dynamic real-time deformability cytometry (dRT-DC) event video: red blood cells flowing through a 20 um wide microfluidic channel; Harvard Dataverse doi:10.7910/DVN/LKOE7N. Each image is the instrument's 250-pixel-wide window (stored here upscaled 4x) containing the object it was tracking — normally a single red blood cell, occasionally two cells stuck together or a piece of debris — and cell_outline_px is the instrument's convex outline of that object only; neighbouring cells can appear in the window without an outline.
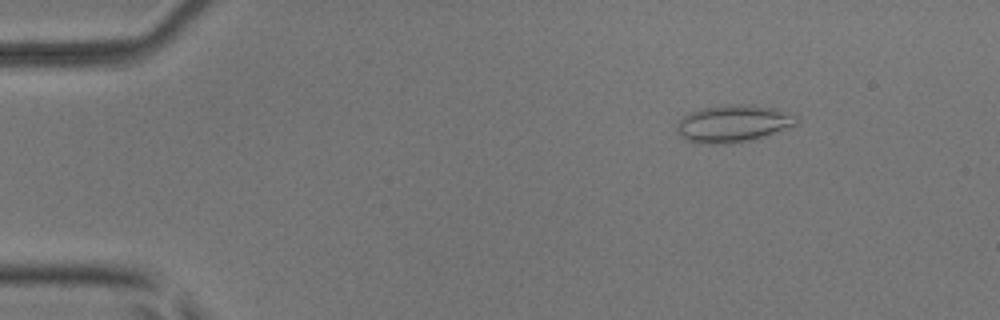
{"species": "common noctule bat (a hibernating species)", "species_latin": "Nyctalus noctula", "temperature_condition": "room temperature", "stored_images_in_passage": 50, "camera_frame_rate_fps": 3000, "um_per_image_px": 0.085, "animal": {"sex": "male", "body_mass_g": 17.9, "forearm_length_mm": 54.2}, "frame": {"image": 1, "passage_image": 7, "time_ms": 2.0, "image_size_px": [1000, 320], "cell_outline_px": [[800, 120], [796, 124], [764, 136], [752, 140], [732, 144], [696, 144], [680, 136], [676, 132], [676, 128], [680, 120], [684, 116], [700, 108], [728, 104], [748, 104], [772, 108], [788, 112], [796, 116]], "centroid_in_image_um": [62.29, 10.51], "position_along_channel_um": 22.7, "area_um2": 26.07}}
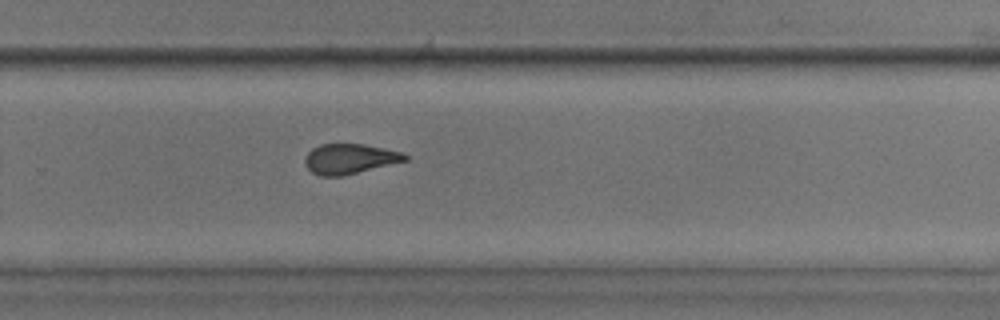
{"frame": {"image": 2, "passage_image": 34, "time_ms": 11.0, "image_size_px": [1000, 320], "cell_outline_px": [[408, 160], [344, 176], [320, 176], [312, 172], [304, 164], [304, 160], [308, 152], [312, 148], [320, 144], [364, 144], [384, 148], [400, 152], [408, 156]], "centroid_in_image_um": [29.7, 13.5], "position_along_channel_um": 300.1, "area_um2": 17.57}}
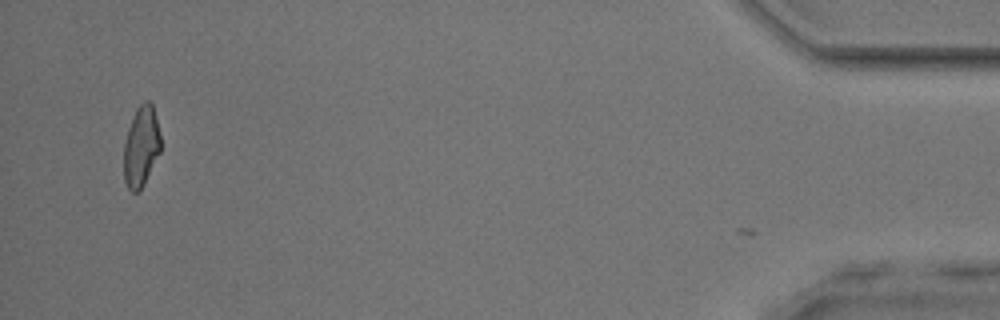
{"frame": {"image": 3, "passage_image": 49, "time_ms": 16.0, "image_size_px": [1000, 320], "cell_outline_px": [[160, 152], [140, 192], [132, 192], [128, 188], [124, 180], [124, 144], [128, 128], [136, 108], [144, 100], [148, 100], [152, 104], [160, 136]], "centroid_in_image_um": [11.98, 12.47], "position_along_channel_um": 423.2, "area_um2": 17.22}, "authors_computed_cell_mechanics": {"area_um2": 18.7561, "velocity_mm_per_s": 4.0725, "shape_relaxation_time_tau1_ms": 9.6108, "shape_relaxation_time_tau2_ms": 2.0594, "deformation_change_tau1": 0.1886, "deformation_change_tau2": 0.085}}